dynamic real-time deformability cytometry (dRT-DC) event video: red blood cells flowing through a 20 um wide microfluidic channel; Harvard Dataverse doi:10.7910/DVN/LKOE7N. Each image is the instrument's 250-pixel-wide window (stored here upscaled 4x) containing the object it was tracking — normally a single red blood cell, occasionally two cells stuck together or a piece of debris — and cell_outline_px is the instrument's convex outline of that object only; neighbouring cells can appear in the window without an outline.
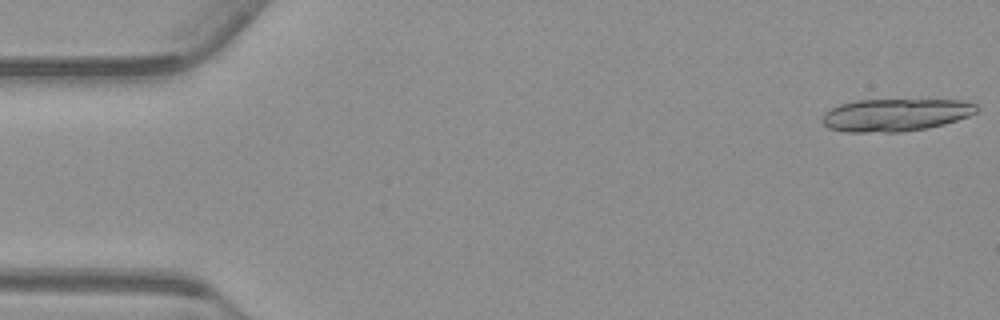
{"species": "common noctule bat (a hibernating species)", "species_latin": "Nyctalus noctula", "temperature_condition": "warm", "stored_images_in_passage": 18, "camera_frame_rate_fps": 3000, "um_per_image_px": 0.085, "animal": {"sex": "male", "body_mass_g": 23.1, "forearm_length_mm": 52.7}, "frame": {"image": 1, "passage_image": 1, "time_ms": 0.0, "image_size_px": [1000, 320], "cell_outline_px": [[980, 108], [976, 112], [968, 116], [944, 124], [928, 128], [900, 132], [844, 132], [828, 128], [820, 120], [824, 112], [840, 104], [856, 100], [968, 100], [976, 104]], "centroid_in_image_um": [76.11, 9.77], "position_along_channel_um": 8.9, "area_um2": 29.54}}